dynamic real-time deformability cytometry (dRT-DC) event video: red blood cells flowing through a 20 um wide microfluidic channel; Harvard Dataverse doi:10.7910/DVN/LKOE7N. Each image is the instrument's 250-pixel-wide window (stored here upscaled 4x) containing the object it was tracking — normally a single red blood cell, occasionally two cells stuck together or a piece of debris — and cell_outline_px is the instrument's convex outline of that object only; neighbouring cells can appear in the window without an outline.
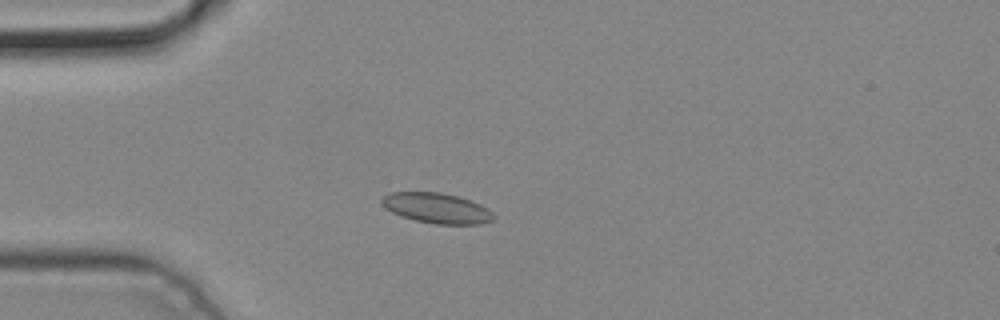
{"species": "common noctule bat (a hibernating species)", "species_latin": "Nyctalus noctula", "temperature_condition": "cold", "stored_images_in_passage": 4, "camera_frame_rate_fps": 3000, "um_per_image_px": 0.085, "animal": {"sex": "male", "body_mass_g": 19.2, "forearm_length_mm": 51.8}, "frame": {"image": 1, "passage_image": 4, "time_ms": 1.0, "image_size_px": [1000, 320], "cell_outline_px": [[496, 216], [492, 220], [480, 224], [436, 224], [416, 220], [400, 216], [392, 212], [380, 200], [388, 192], [440, 192], [456, 196], [480, 204], [488, 208]], "centroid_in_image_um": [37.14, 17.69], "position_along_channel_um": 47.9, "area_um2": 19.54}}